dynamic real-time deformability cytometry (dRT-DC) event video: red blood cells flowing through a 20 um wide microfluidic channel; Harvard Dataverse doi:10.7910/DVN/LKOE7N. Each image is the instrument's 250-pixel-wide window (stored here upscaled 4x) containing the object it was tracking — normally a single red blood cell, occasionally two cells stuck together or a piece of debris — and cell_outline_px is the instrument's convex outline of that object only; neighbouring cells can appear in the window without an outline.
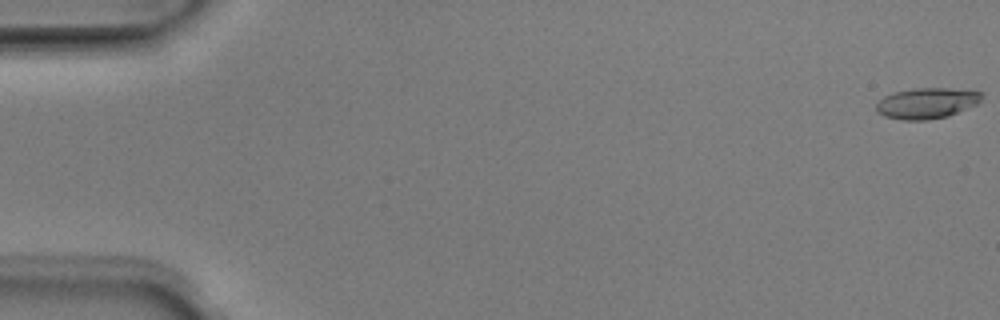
{"species": "Egyptian fruit bat (a non-hibernating species)", "species_latin": "Rousettus aegyptiacus", "temperature_condition": "room temperature", "stored_images_in_passage": 48, "camera_frame_rate_fps": 3000, "um_per_image_px": 0.085, "animal": {"sex": "male"}, "frame": {"image": 1, "passage_image": 1, "time_ms": 0.0, "image_size_px": [1000, 320], "cell_outline_px": [[980, 100], [976, 104], [948, 116], [924, 120], [900, 120], [884, 116], [876, 112], [876, 104], [884, 96], [892, 92], [912, 88], [948, 88], [980, 92]], "centroid_in_image_um": [78.69, 8.77], "position_along_channel_um": 6.3, "area_um2": 18.79}}
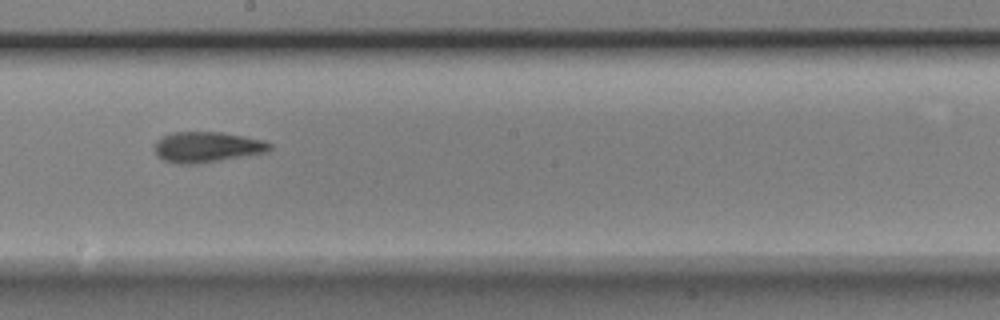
{"frame": {"image": 2, "passage_image": 29, "time_ms": 9.333, "image_size_px": [1000, 320], "cell_outline_px": [[272, 148], [268, 152], [196, 164], [176, 164], [164, 160], [156, 156], [152, 148], [156, 140], [160, 136], [172, 132], [220, 132], [244, 136], [264, 140], [272, 144]], "centroid_in_image_um": [17.54, 12.5], "position_along_channel_um": 230.7, "area_um2": 20.87}}
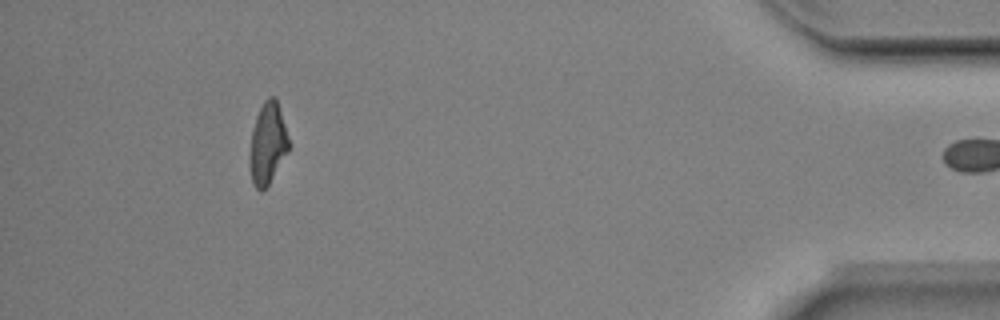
{"frame": {"image": 3, "passage_image": 47, "time_ms": 15.333, "image_size_px": [1000, 320], "cell_outline_px": [[288, 152], [268, 184], [260, 192], [252, 184], [248, 164], [252, 132], [256, 116], [264, 100], [268, 96], [272, 96], [276, 100], [288, 136]], "centroid_in_image_um": [22.71, 12.24], "position_along_channel_um": 412.5, "area_um2": 18.26}, "authors_computed_cell_mechanics": {"area_um2": 19.5653, "velocity_mm_per_s": 4.0253, "shape_relaxation_time_tau1_ms": 4.2512, "shape_relaxation_time_tau2_ms": 2.2674, "deformation_change_tau1": 0.1764, "deformation_change_tau2": 0.1107}}